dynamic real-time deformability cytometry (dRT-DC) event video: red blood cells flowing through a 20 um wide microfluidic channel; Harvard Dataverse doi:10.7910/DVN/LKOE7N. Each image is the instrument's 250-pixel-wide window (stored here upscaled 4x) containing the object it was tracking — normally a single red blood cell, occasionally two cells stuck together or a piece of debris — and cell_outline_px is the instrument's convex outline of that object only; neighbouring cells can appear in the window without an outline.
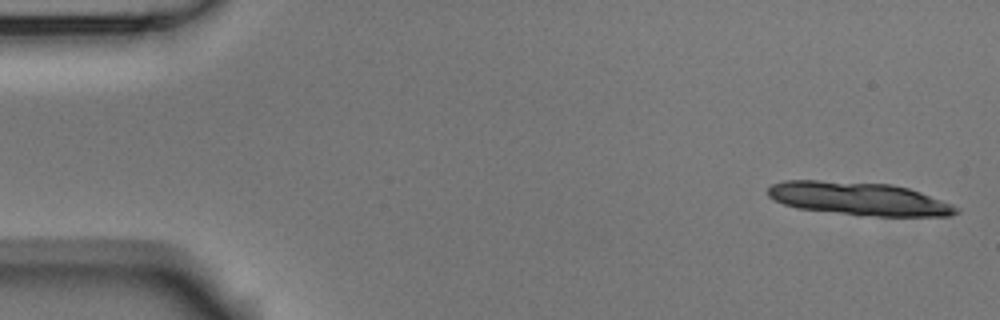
{"species": "Egyptian fruit bat (a non-hibernating species)", "species_latin": "Rousettus aegyptiacus", "temperature_condition": "room temperature", "stored_images_in_passage": 5, "camera_frame_rate_fps": 3000, "um_per_image_px": 0.085, "animal": {"sex": "male"}, "frame": {"image": 1, "passage_image": 1, "time_ms": 0.0, "image_size_px": [1000, 320], "cell_outline_px": [[960, 212], [948, 216], [860, 216], [800, 208], [784, 204], [768, 196], [768, 188], [772, 184], [784, 180], [820, 180], [892, 184], [908, 188], [920, 192], [952, 204], [960, 208]], "centroid_in_image_um": [73.02, 16.89], "position_along_channel_um": 12.0, "area_um2": 36.41}}
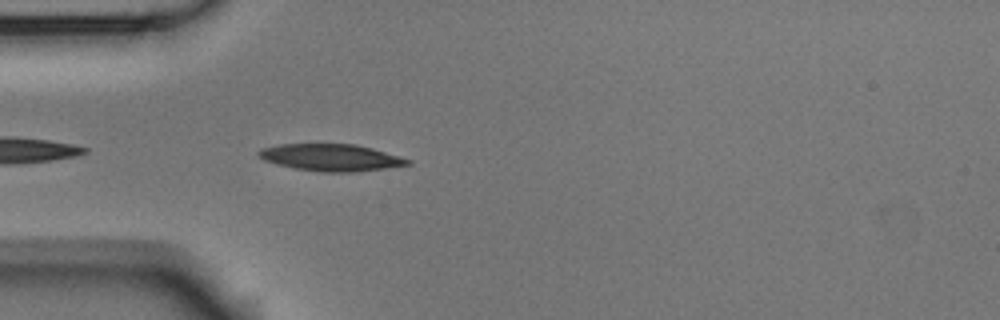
{"frame": {"image": 2, "passage_image": 5, "time_ms": 1.333, "image_size_px": [1000, 320], "cell_outline_px": [[412, 164], [384, 168], [352, 172], [320, 172], [296, 168], [264, 160], [256, 156], [256, 152], [260, 148], [280, 144], [356, 144], [372, 148], [400, 156], [412, 160]], "centroid_in_image_um": [28.12, 13.38], "position_along_channel_um": 56.9, "area_um2": 23.35}}